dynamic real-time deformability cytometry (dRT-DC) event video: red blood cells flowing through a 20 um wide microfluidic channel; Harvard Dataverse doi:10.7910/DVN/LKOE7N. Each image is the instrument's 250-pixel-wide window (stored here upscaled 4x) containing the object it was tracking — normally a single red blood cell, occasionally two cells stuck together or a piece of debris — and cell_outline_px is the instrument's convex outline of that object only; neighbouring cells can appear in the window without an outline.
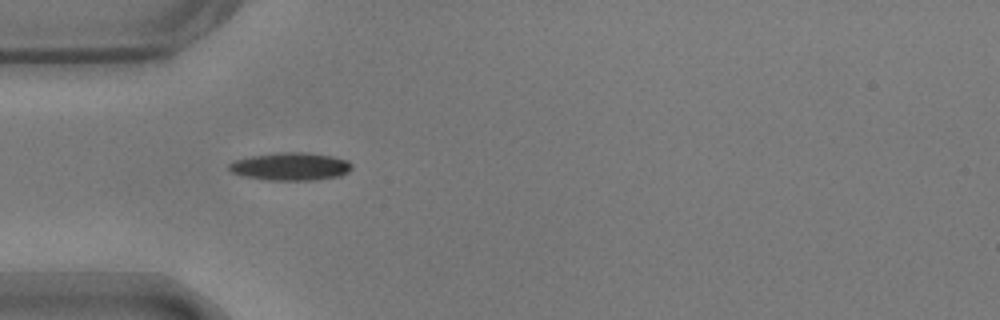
{"species": "common noctule bat (a hibernating species)", "species_latin": "Nyctalus noctula", "temperature_condition": "warm", "stored_images_in_passage": 35, "camera_frame_rate_fps": 3000, "um_per_image_px": 0.085, "animal": {"sex": "male", "body_mass_g": 17.9}, "frame": {"image": 1, "passage_image": 1, "time_ms": 0.0, "image_size_px": [1000, 320], "cell_outline_px": [[352, 168], [348, 172], [340, 176], [316, 180], [268, 180], [244, 176], [232, 172], [228, 168], [228, 164], [232, 160], [252, 156], [276, 152], [304, 152], [332, 156], [348, 160], [352, 164]], "centroid_in_image_um": [24.7, 14.15], "position_along_channel_um": 60.3, "area_um2": 20.06}}
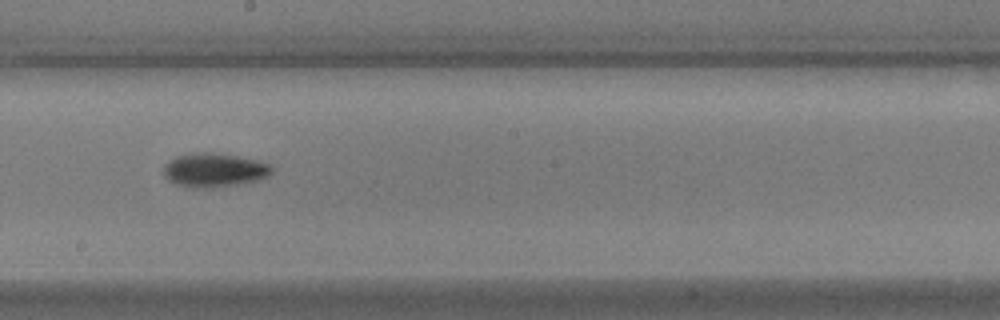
{"frame": {"image": 2, "passage_image": 15, "time_ms": 4.667, "image_size_px": [1000, 320], "cell_outline_px": [[272, 172], [268, 176], [256, 180], [236, 184], [212, 188], [192, 188], [176, 184], [168, 180], [164, 176], [164, 164], [168, 160], [176, 156], [196, 152], [212, 152], [236, 156], [256, 160], [268, 164], [272, 168]], "centroid_in_image_um": [18.15, 14.45], "position_along_channel_um": 230.1, "area_um2": 21.33}}
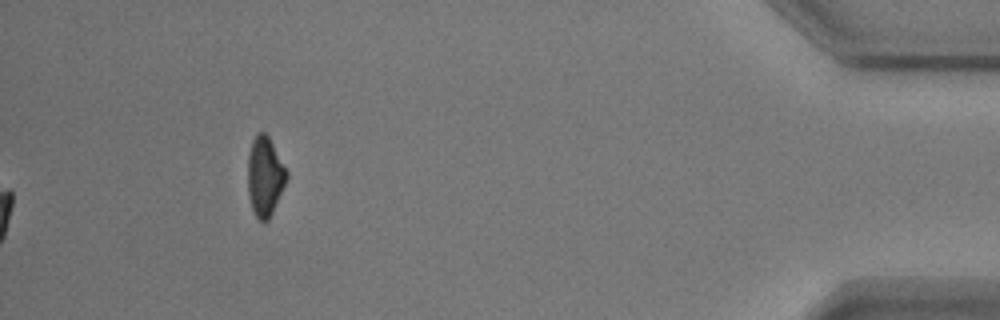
{"frame": {"image": 3, "passage_image": 35, "time_ms": 11.333, "image_size_px": [1000, 320], "cell_outline_px": [[288, 176], [272, 212], [268, 220], [260, 220], [256, 216], [252, 208], [248, 192], [248, 156], [252, 140], [256, 132], [264, 132], [268, 136], [288, 172]], "centroid_in_image_um": [22.5, 14.95], "position_along_channel_um": 412.7, "area_um2": 17.63}, "authors_computed_cell_mechanics": {"area_um2": 18.8428, "velocity_mm_per_s": 3.6743, "shape_relaxation_time_tau1_ms": 2.9645, "shape_relaxation_time_tau2_ms": null, "deformation_change_tau1": 0.1446, "deformation_change_tau2": null}}